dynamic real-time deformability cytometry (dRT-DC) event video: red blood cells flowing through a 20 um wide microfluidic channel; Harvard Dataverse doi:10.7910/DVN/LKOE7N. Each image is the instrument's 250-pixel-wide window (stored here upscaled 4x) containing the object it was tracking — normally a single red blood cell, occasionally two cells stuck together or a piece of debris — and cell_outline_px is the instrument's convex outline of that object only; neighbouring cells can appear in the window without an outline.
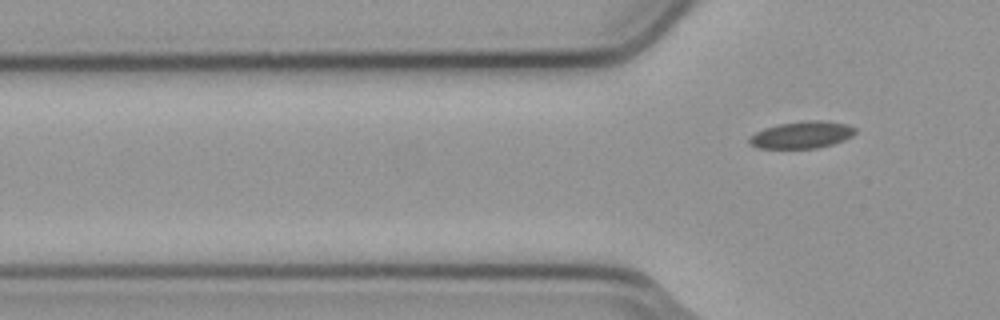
{"species": "common noctule bat (a hibernating species)", "species_latin": "Nyctalus noctula", "temperature_condition": "cold", "stored_images_in_passage": 2, "camera_frame_rate_fps": 3000, "um_per_image_px": 0.085, "animal": {"sex": "male", "body_mass_g": 23.1, "forearm_length_mm": 52.7}, "frame": {"image": 1, "passage_image": 2, "time_ms": 0.333, "image_size_px": [1000, 320], "cell_outline_px": [[856, 132], [852, 136], [844, 140], [832, 144], [816, 148], [756, 148], [748, 144], [748, 140], [756, 132], [764, 128], [780, 124], [804, 120], [828, 120], [848, 124], [856, 128]], "centroid_in_image_um": [68.18, 11.45], "position_along_channel_um": 57.6, "area_um2": 16.82}}